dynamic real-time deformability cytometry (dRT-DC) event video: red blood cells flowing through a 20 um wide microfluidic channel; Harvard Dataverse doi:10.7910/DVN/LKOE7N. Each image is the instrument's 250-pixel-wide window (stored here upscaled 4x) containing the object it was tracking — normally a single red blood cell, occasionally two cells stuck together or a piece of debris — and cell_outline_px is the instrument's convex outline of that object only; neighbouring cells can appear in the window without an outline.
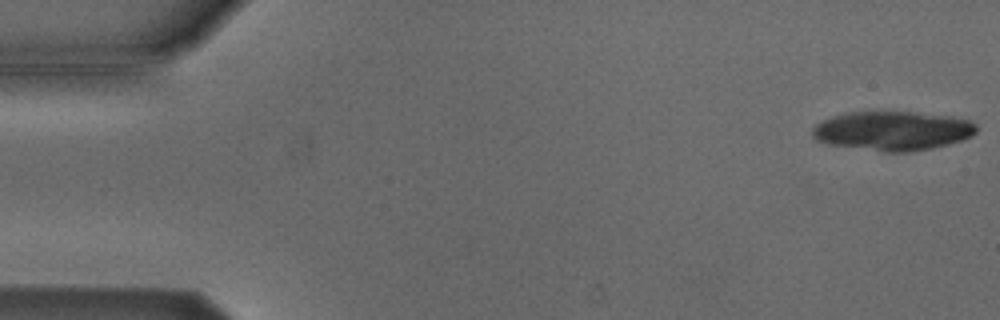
{"species": "Egyptian fruit bat (a non-hibernating species)", "species_latin": "Rousettus aegyptiacus", "temperature_condition": "cold", "stored_images_in_passage": 17, "camera_frame_rate_fps": 3000, "um_per_image_px": 0.085, "animal": {"sex": "male"}, "frame": {"image": 1, "passage_image": 1, "time_ms": 0.0, "image_size_px": [1000, 320], "cell_outline_px": [[976, 132], [972, 136], [948, 144], [932, 148], [908, 152], [884, 152], [828, 144], [816, 140], [812, 136], [812, 128], [816, 124], [832, 116], [848, 112], [908, 112], [952, 116], [968, 120], [976, 124]], "centroid_in_image_um": [75.85, 11.12], "position_along_channel_um": 9.1, "area_um2": 37.4}}